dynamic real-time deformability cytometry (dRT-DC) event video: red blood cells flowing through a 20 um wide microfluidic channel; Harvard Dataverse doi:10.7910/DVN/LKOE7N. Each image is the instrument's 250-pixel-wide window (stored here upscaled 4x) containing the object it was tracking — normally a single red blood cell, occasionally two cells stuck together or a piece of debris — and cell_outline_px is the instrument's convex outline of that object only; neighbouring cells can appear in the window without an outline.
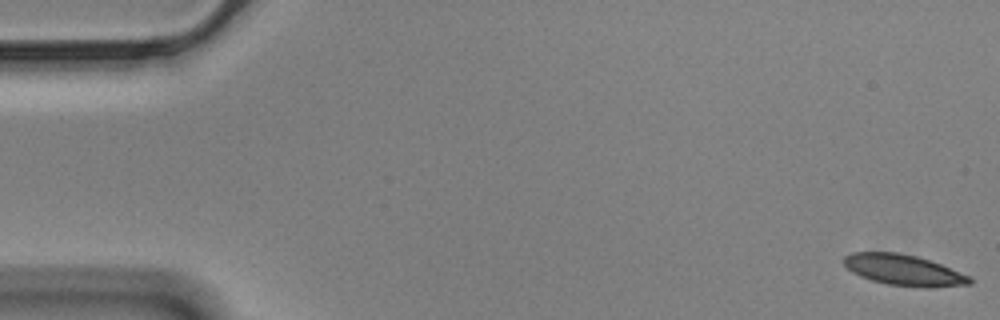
{"species": "Egyptian fruit bat (a non-hibernating species)", "species_latin": "Rousettus aegyptiacus", "temperature_condition": "cold", "stored_images_in_passage": 57, "camera_frame_rate_fps": 3000, "um_per_image_px": 0.085, "animal": {"sex": "male"}, "frame": {"image": 1, "passage_image": 1, "time_ms": 0.0, "image_size_px": [1000, 320], "cell_outline_px": [[972, 284], [928, 288], [924, 288], [888, 284], [872, 280], [860, 276], [852, 272], [844, 264], [844, 256], [852, 252], [900, 252], [916, 256], [940, 264], [972, 276]], "centroid_in_image_um": [76.84, 22.96], "position_along_channel_um": 8.2, "area_um2": 22.72}}
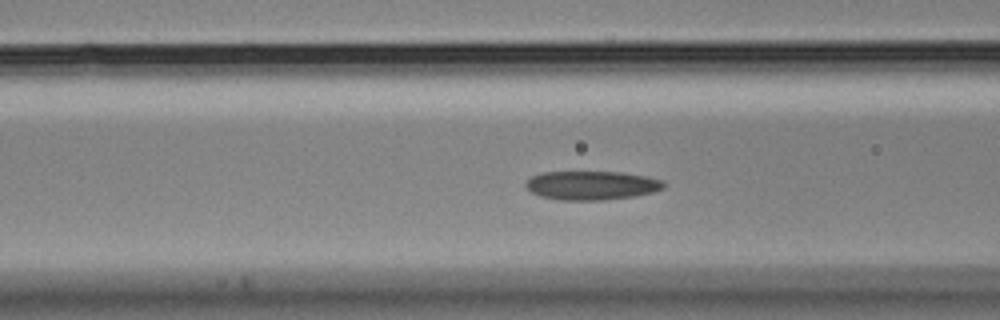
{"frame": {"image": 2, "passage_image": 22, "time_ms": 7.0, "image_size_px": [1000, 320], "cell_outline_px": [[664, 188], [652, 192], [636, 196], [604, 200], [560, 200], [540, 196], [532, 192], [524, 184], [532, 176], [540, 172], [624, 172], [648, 176], [664, 180]], "centroid_in_image_um": [50.32, 15.75], "position_along_channel_um": 116.3, "area_um2": 23.35}}
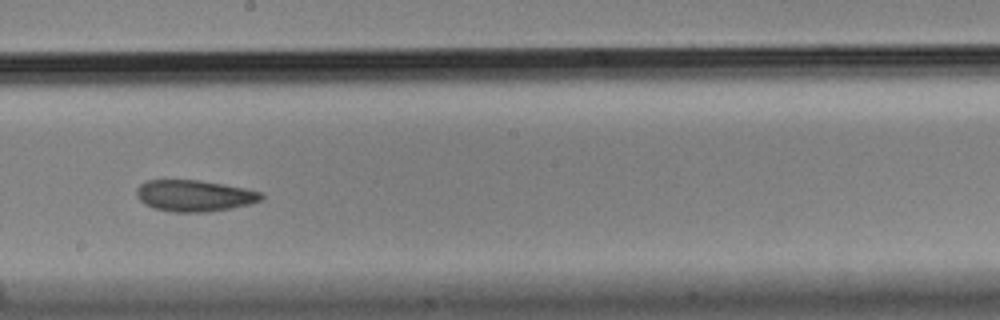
{"frame": {"image": 3, "passage_image": 32, "time_ms": 10.333, "image_size_px": [1000, 320], "cell_outline_px": [[264, 196], [260, 200], [252, 204], [232, 208], [208, 212], [172, 212], [152, 208], [144, 204], [136, 196], [136, 188], [140, 184], [148, 180], [200, 180], [248, 188], [264, 192]], "centroid_in_image_um": [16.55, 16.64], "position_along_channel_um": 231.7, "area_um2": 23.24}, "authors_computed_cell_mechanics": {"area_um2": 23.5246, "velocity_mm_per_s": 3.459, "shape_relaxation_time_tau1_ms": 5.3221, "shape_relaxation_time_tau2_ms": 3.2989, "deformation_change_tau1": 0.1236, "deformation_change_tau2": 0.0811}}